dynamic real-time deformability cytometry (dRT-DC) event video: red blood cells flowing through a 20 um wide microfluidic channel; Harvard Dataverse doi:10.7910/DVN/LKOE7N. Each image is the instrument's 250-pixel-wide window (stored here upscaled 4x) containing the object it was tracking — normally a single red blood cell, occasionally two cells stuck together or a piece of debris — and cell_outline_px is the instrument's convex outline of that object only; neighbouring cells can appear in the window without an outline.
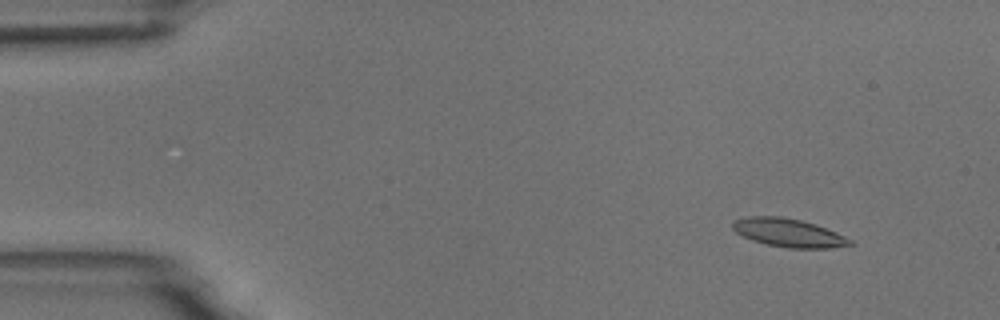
{"species": "common noctule bat (a hibernating species)", "species_latin": "Nyctalus noctula", "temperature_condition": "room temperature", "stored_images_in_passage": 4, "camera_frame_rate_fps": 3000, "um_per_image_px": 0.085, "animal": {"sex": "male", "body_mass_g": 18.8}, "frame": {"image": 1, "passage_image": 1, "time_ms": 0.0, "image_size_px": [1000, 320], "cell_outline_px": [[856, 244], [832, 248], [788, 248], [768, 244], [752, 240], [736, 232], [732, 228], [732, 220], [748, 216], [780, 216], [800, 220], [816, 224], [836, 232], [852, 240]], "centroid_in_image_um": [67.04, 19.78], "position_along_channel_um": 18.0, "area_um2": 19.42}}
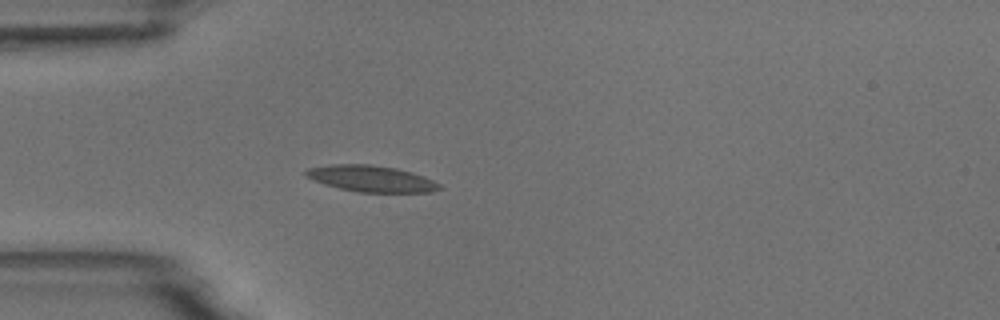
{"frame": {"image": 2, "passage_image": 4, "time_ms": 3.333, "image_size_px": [1000, 320], "cell_outline_px": [[444, 188], [432, 192], [356, 192], [324, 184], [312, 180], [304, 176], [304, 172], [308, 168], [328, 164], [372, 164], [396, 168], [412, 172], [424, 176], [440, 184]], "centroid_in_image_um": [31.54, 15.18], "position_along_channel_um": 53.5, "area_um2": 20.69}}